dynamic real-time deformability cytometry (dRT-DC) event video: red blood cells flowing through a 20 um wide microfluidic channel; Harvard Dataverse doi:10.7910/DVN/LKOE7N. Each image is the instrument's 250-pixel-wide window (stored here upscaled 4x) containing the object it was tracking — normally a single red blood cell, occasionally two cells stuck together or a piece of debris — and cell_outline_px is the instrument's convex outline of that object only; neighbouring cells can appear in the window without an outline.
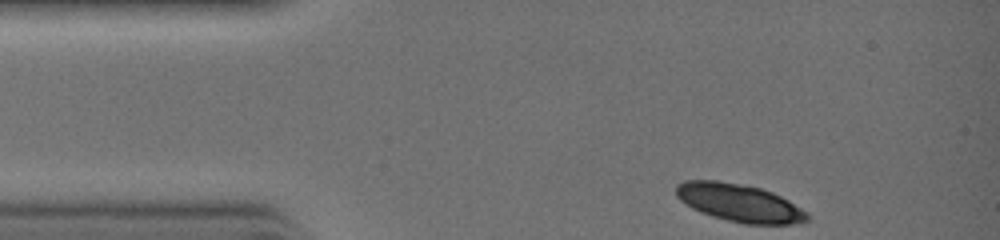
{"species": "common noctule bat (a hibernating species)", "species_latin": "Nyctalus noctula", "temperature_condition": "warm", "stored_images_in_passage": 10, "camera_frame_rate_fps": 3000, "um_per_image_px": 0.085, "animal": {"sex": "female", "body_mass_g": 19.0, "forearm_length_mm": 51.5}, "frame": {"image": 1, "passage_image": 1, "time_ms": 0.0, "image_size_px": [1000, 240], "cell_outline_px": [[808, 220], [792, 224], [744, 224], [712, 216], [700, 212], [692, 208], [680, 200], [676, 196], [676, 184], [684, 180], [716, 180], [760, 188], [772, 192], [788, 200], [808, 212]], "centroid_in_image_um": [62.82, 17.24], "position_along_channel_um": 22.2, "area_um2": 28.78}}